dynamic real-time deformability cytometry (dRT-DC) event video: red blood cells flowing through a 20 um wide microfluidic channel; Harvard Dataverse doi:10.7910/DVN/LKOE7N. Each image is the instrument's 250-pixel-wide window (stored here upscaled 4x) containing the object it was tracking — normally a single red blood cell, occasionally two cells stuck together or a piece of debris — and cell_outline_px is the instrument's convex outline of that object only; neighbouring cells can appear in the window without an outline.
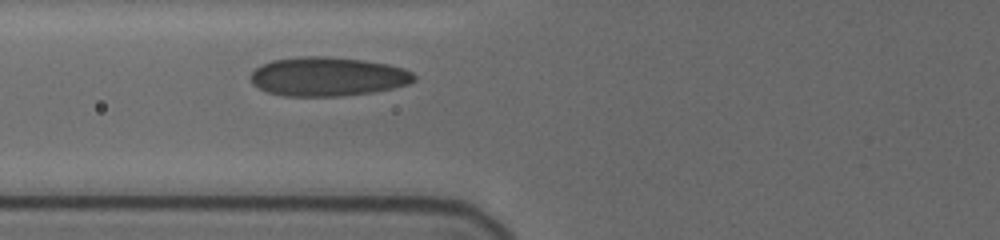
{"species": "human", "species_latin": "Homo sapiens", "temperature_condition": "cold", "stored_images_in_passage": 5, "camera_frame_rate_fps": 3000, "um_per_image_px": 0.085, "donor": {"sex": "female"}, "frame": {"image": 1, "passage_image": 5, "time_ms": 3.0, "image_size_px": [1000, 240], "cell_outline_px": [[416, 80], [408, 84], [392, 88], [372, 92], [340, 96], [284, 96], [268, 92], [252, 84], [248, 76], [260, 64], [272, 60], [296, 56], [328, 56], [364, 60], [388, 64], [404, 68], [412, 72], [416, 76]], "centroid_in_image_um": [27.83, 6.5], "position_along_channel_um": 98.0, "area_um2": 37.51}}